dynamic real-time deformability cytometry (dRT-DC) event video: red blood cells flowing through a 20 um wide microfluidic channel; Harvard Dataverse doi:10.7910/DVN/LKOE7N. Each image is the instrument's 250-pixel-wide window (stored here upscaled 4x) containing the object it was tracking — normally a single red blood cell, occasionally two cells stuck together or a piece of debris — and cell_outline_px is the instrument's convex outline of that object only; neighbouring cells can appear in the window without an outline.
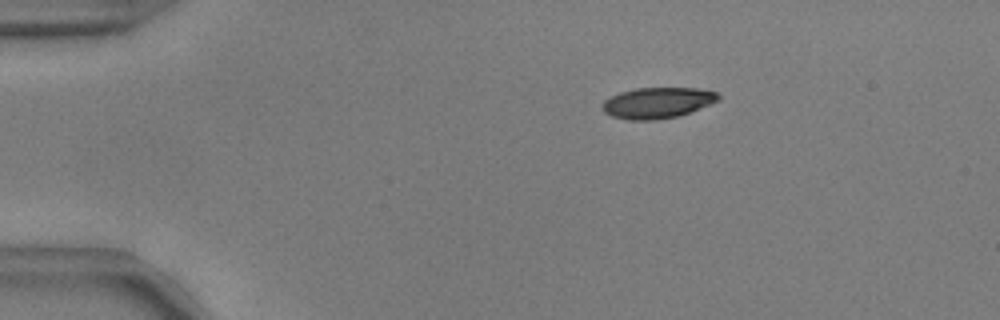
{"species": "common noctule bat (a hibernating species)", "species_latin": "Nyctalus noctula", "temperature_condition": "warm", "stored_images_in_passage": 52, "camera_frame_rate_fps": 3000, "um_per_image_px": 0.085, "animal": {"sex": "male", "body_mass_g": 17.9, "forearm_length_mm": 54.2}, "frame": {"image": 1, "passage_image": 8, "time_ms": 2.333, "image_size_px": [1000, 320], "cell_outline_px": [[720, 100], [688, 112], [676, 116], [656, 120], [628, 120], [612, 116], [604, 112], [604, 100], [620, 92], [636, 88], [696, 88], [716, 92], [720, 96]], "centroid_in_image_um": [55.88, 8.73], "position_along_channel_um": 29.1, "area_um2": 20.58}}
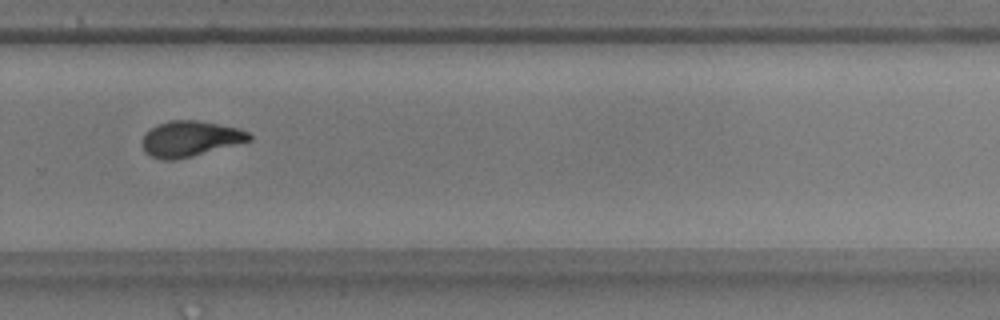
{"frame": {"image": 2, "passage_image": 36, "time_ms": 11.667, "image_size_px": [1000, 320], "cell_outline_px": [[252, 140], [172, 160], [160, 160], [144, 152], [144, 136], [156, 124], [172, 120], [200, 120], [240, 128], [248, 132], [252, 136]], "centroid_in_image_um": [16.18, 11.77], "position_along_channel_um": 313.6, "area_um2": 21.73}}
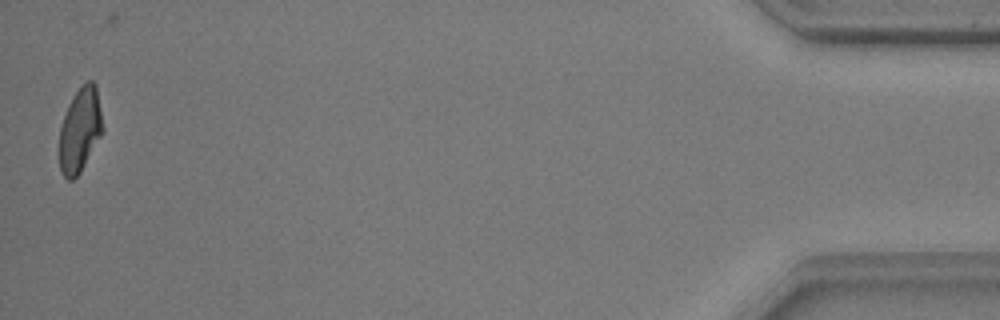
{"frame": {"image": 3, "passage_image": 52, "time_ms": 17.0, "image_size_px": [1000, 320], "cell_outline_px": [[104, 132], [80, 172], [72, 180], [68, 180], [64, 176], [60, 168], [60, 128], [68, 104], [72, 96], [88, 80], [92, 80], [96, 84], [104, 128]], "centroid_in_image_um": [6.83, 11.03], "position_along_channel_um": 428.4, "area_um2": 21.27}, "authors_computed_cell_mechanics": {"area_um2": 22.1374, "velocity_mm_per_s": 3.7437, "shape_relaxation_time_tau1_ms": 5.9271, "shape_relaxation_time_tau2_ms": 1.2813, "deformation_change_tau1": 0.2111, "deformation_change_tau2": 0.0684}}